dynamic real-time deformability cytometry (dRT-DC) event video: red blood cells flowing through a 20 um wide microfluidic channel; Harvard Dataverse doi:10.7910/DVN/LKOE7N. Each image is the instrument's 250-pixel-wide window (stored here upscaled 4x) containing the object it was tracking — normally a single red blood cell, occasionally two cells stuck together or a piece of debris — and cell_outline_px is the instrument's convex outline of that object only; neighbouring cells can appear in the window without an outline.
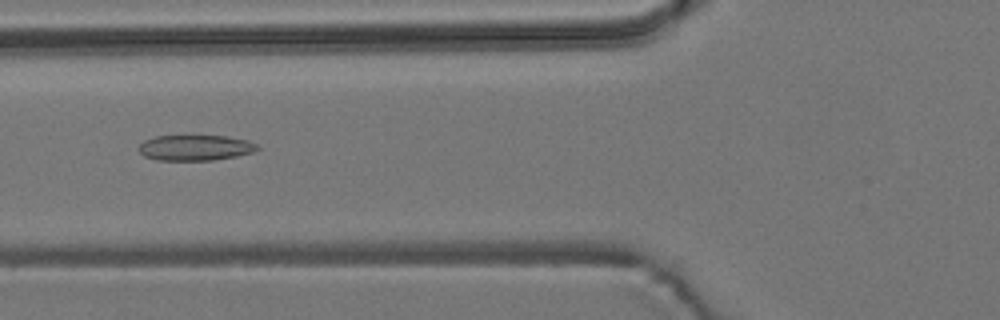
{"species": "common noctule bat (a hibernating species)", "species_latin": "Nyctalus noctula", "temperature_condition": "room temperature", "stored_images_in_passage": 52, "camera_frame_rate_fps": 3000, "um_per_image_px": 0.085, "animal": {"sex": "male", "body_mass_g": 19.2, "forearm_length_mm": 51.8}, "frame": {"image": 1, "passage_image": 21, "time_ms": 6.667, "image_size_px": [1000, 320], "cell_outline_px": [[260, 148], [252, 152], [236, 156], [212, 160], [156, 160], [144, 156], [136, 148], [144, 140], [156, 136], [228, 136], [248, 140], [260, 144]], "centroid_in_image_um": [16.61, 12.55], "position_along_channel_um": 109.2, "area_um2": 17.8}}
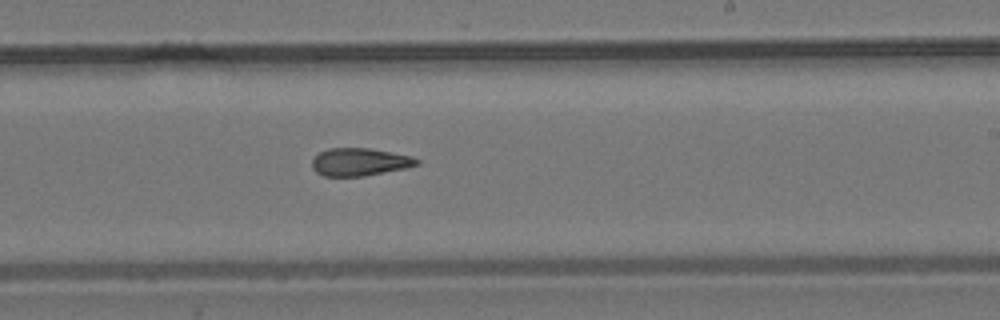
{"frame": {"image": 2, "passage_image": 33, "time_ms": 10.667, "image_size_px": [1000, 320], "cell_outline_px": [[420, 164], [408, 168], [364, 176], [324, 176], [316, 172], [312, 168], [312, 160], [320, 152], [328, 148], [368, 148], [412, 156], [420, 160]], "centroid_in_image_um": [30.6, 13.77], "position_along_channel_um": 258.4, "area_um2": 16.99}}
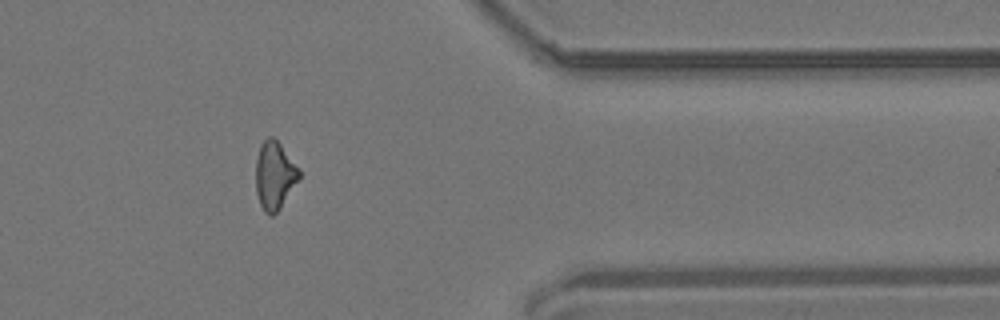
{"frame": {"image": 3, "passage_image": 45, "time_ms": 14.667, "image_size_px": [1000, 320], "cell_outline_px": [[300, 180], [280, 208], [272, 216], [268, 216], [264, 212], [260, 204], [256, 192], [256, 160], [260, 144], [268, 136], [272, 136], [280, 144], [300, 172]], "centroid_in_image_um": [23.32, 14.94], "position_along_channel_um": 388.1, "area_um2": 17.11}, "authors_computed_cell_mechanics": {"area_um2": 17.7157, "velocity_mm_per_s": 3.7236, "shape_relaxation_time_tau1_ms": null, "shape_relaxation_time_tau2_ms": 3.786, "deformation_change_tau1": null, "deformation_change_tau2": 0.1292}}